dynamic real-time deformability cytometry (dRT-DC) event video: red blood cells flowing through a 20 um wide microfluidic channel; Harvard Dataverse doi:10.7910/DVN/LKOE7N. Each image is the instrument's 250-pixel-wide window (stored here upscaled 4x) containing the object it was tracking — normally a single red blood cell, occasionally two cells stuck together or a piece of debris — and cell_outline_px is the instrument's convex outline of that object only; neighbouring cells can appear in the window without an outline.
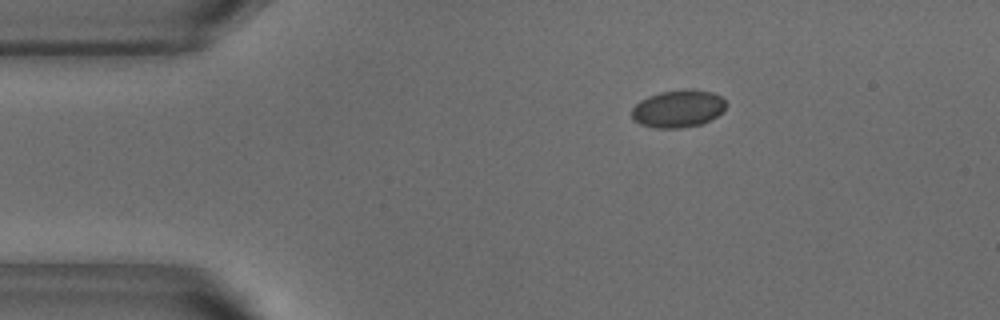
{"species": "common noctule bat (a hibernating species)", "species_latin": "Nyctalus noctula", "temperature_condition": "warm", "stored_images_in_passage": 45, "camera_frame_rate_fps": 3000, "um_per_image_px": 0.085, "animal": {"sex": "male", "body_mass_g": 18.8}, "frame": {"image": 1, "passage_image": 1, "time_ms": 0.0, "image_size_px": [1000, 320], "cell_outline_px": [[728, 104], [716, 116], [704, 124], [680, 128], [656, 128], [640, 124], [632, 120], [632, 108], [640, 100], [648, 96], [660, 92], [684, 88], [688, 88], [712, 92], [720, 96]], "centroid_in_image_um": [57.63, 9.23], "position_along_channel_um": 27.4, "area_um2": 20.81}}
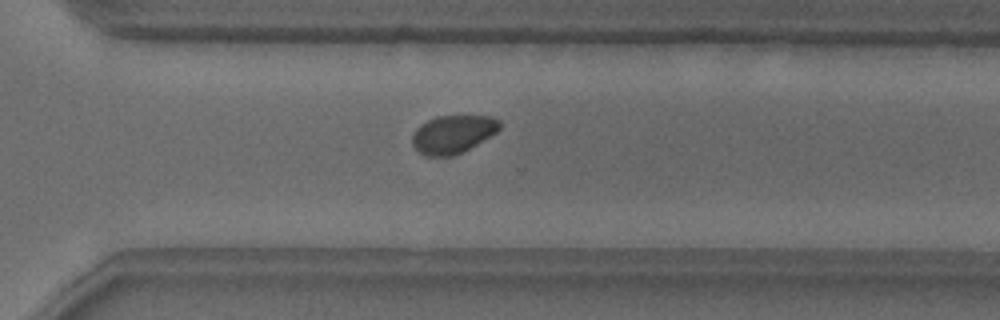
{"frame": {"image": 2, "passage_image": 29, "time_ms": 9.333, "image_size_px": [1000, 320], "cell_outline_px": [[500, 128], [496, 132], [476, 144], [452, 156], [424, 156], [412, 144], [412, 136], [416, 128], [420, 124], [436, 116], [492, 116], [500, 120]], "centroid_in_image_um": [38.48, 11.39], "position_along_channel_um": 332.1, "area_um2": 19.19}}
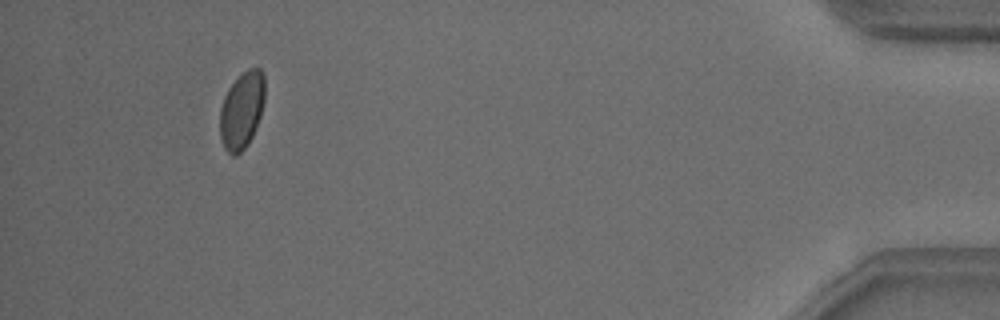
{"frame": {"image": 3, "passage_image": 41, "time_ms": 13.333, "image_size_px": [1000, 320], "cell_outline_px": [[264, 100], [260, 116], [252, 136], [248, 144], [236, 156], [232, 156], [224, 148], [220, 136], [220, 108], [224, 96], [228, 88], [248, 68], [260, 68], [264, 76]], "centroid_in_image_um": [20.54, 9.39], "position_along_channel_um": 414.7, "area_um2": 20.0}, "authors_computed_cell_mechanics": {"area_um2": 20.1722, "velocity_mm_per_s": 3.8063, "shape_relaxation_time_tau1_ms": 1.8716, "shape_relaxation_time_tau2_ms": null, "deformation_change_tau1": 0.0394, "deformation_change_tau2": null}}